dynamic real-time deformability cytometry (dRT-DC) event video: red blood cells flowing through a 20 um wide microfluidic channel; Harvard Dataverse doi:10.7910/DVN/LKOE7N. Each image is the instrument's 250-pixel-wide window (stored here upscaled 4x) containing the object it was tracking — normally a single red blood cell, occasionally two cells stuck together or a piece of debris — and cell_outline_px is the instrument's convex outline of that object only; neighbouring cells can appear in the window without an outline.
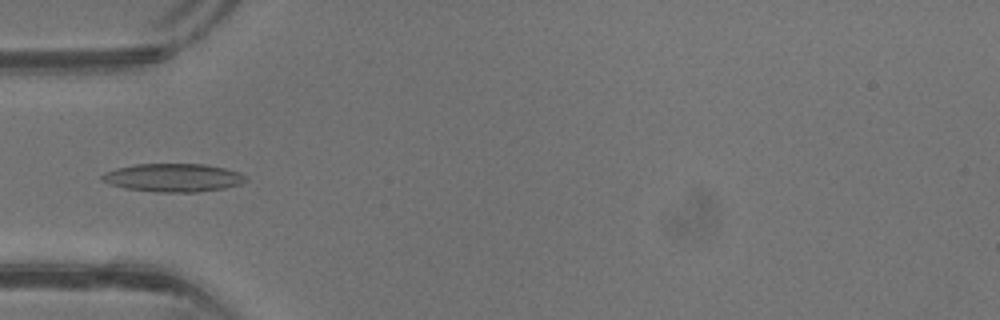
{"species": "common noctule bat (a hibernating species)", "species_latin": "Nyctalus noctula", "temperature_condition": "warm", "stored_images_in_passage": 41, "camera_frame_rate_fps": 3000, "um_per_image_px": 0.085, "animal": {"sex": "male", "body_mass_g": 13.3}, "frame": {"image": 1, "passage_image": 13, "time_ms": 4.0, "image_size_px": [1000, 320], "cell_outline_px": [[248, 180], [240, 184], [224, 188], [196, 192], [156, 192], [124, 188], [100, 180], [100, 176], [104, 172], [116, 168], [136, 164], [204, 164], [224, 168], [240, 172], [248, 176]], "centroid_in_image_um": [14.73, 15.1], "position_along_channel_um": 70.3, "area_um2": 23.76}}
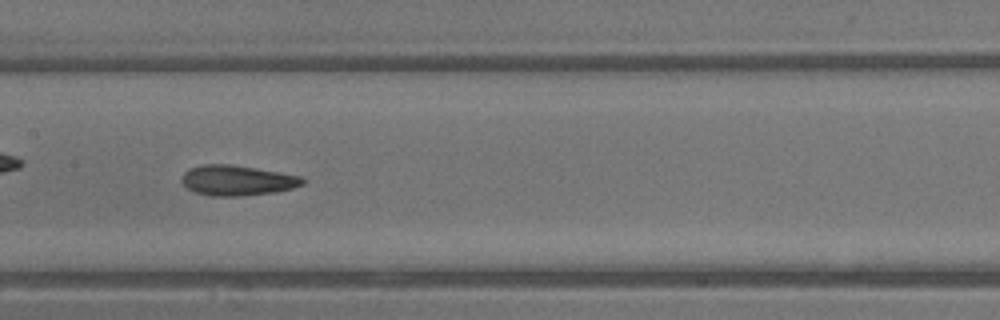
{"frame": {"image": 2, "passage_image": 20, "time_ms": 6.333, "image_size_px": [1000, 320], "cell_outline_px": [[308, 180], [304, 184], [292, 188], [276, 192], [240, 196], [212, 196], [196, 192], [188, 188], [180, 180], [180, 176], [188, 168], [204, 164], [228, 164], [256, 168], [280, 172], [300, 176]], "centroid_in_image_um": [20.17, 15.33], "position_along_channel_um": 187.2, "area_um2": 21.44}}
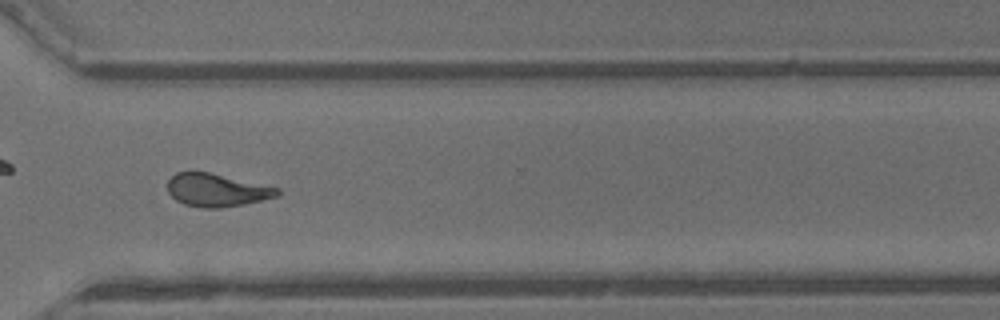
{"frame": {"image": 3, "passage_image": 30, "time_ms": 9.667, "image_size_px": [1000, 320], "cell_outline_px": [[280, 196], [244, 204], [220, 208], [204, 208], [184, 204], [176, 200], [168, 192], [168, 180], [176, 172], [208, 172], [280, 188]], "centroid_in_image_um": [18.44, 16.17], "position_along_channel_um": 352.2, "area_um2": 20.98}, "authors_computed_cell_mechanics": {"area_um2": 21.4438, "velocity_mm_per_s": 4.9671, "shape_relaxation_time_tau1_ms": 7.5442, "shape_relaxation_time_tau2_ms": 2.2686, "deformation_change_tau1": 0.208, "deformation_change_tau2": 0.1072}}